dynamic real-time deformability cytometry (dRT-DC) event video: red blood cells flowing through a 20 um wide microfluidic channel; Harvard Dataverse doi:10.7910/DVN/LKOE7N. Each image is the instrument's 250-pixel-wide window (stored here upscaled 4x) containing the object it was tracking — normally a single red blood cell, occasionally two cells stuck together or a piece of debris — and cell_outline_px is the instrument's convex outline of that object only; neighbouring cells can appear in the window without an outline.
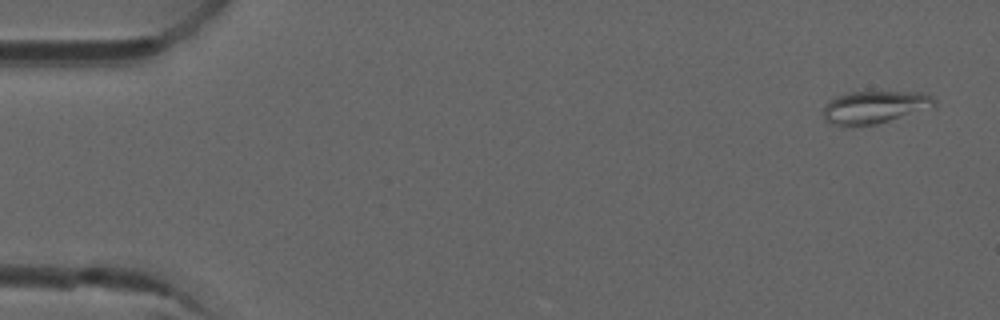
{"species": "common noctule bat (a hibernating species)", "species_latin": "Nyctalus noctula", "temperature_condition": "room temperature", "stored_images_in_passage": 4, "camera_frame_rate_fps": 3000, "um_per_image_px": 0.085, "animal": {"sex": "male", "forearm_length_mm": 52.5}, "frame": {"image": 1, "passage_image": 1, "time_ms": 0.0, "image_size_px": [1000, 320], "cell_outline_px": [[936, 104], [876, 124], [828, 124], [824, 120], [824, 108], [828, 100], [836, 96], [848, 92], [924, 92], [932, 96], [936, 100]], "centroid_in_image_um": [74.28, 9.07], "position_along_channel_um": 10.7, "area_um2": 20.35}}